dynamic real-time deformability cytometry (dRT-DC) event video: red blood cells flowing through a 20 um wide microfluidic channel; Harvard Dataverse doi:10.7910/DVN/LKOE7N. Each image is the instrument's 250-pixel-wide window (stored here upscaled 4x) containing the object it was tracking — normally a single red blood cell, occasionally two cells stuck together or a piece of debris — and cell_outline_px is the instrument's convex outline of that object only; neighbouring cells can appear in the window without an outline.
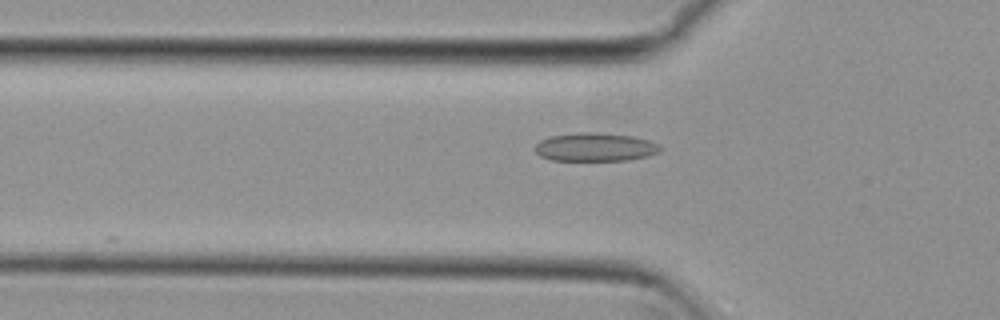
{"species": "common noctule bat (a hibernating species)", "species_latin": "Nyctalus noctula", "temperature_condition": "cold", "stored_images_in_passage": 24, "camera_frame_rate_fps": 3000, "um_per_image_px": 0.085, "animal": {"sex": "female", "body_mass_g": 29.2, "forearm_length_mm": 56.3}, "frame": {"image": 1, "passage_image": 3, "time_ms": 0.667, "image_size_px": [1000, 320], "cell_outline_px": [[664, 148], [660, 152], [648, 156], [628, 160], [552, 160], [540, 156], [532, 148], [540, 140], [552, 136], [580, 132], [596, 132], [632, 136], [648, 140], [660, 144]], "centroid_in_image_um": [50.62, 12.5], "position_along_channel_um": 75.2, "area_um2": 20.87}}
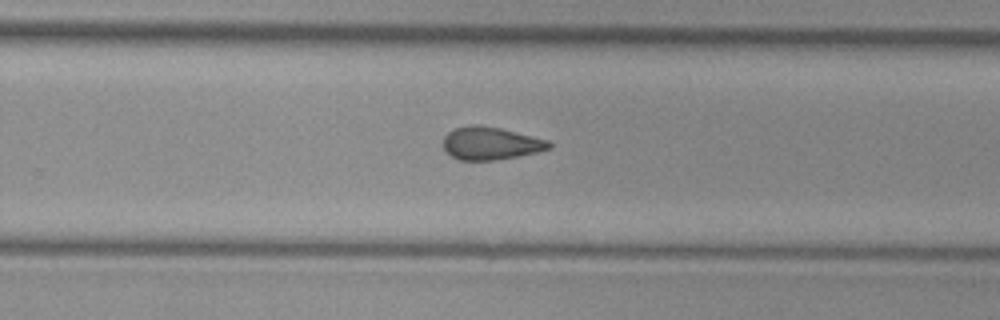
{"frame": {"image": 2, "passage_image": 15, "time_ms": 4.667, "image_size_px": [1000, 320], "cell_outline_px": [[552, 148], [536, 152], [496, 160], [460, 160], [452, 156], [444, 148], [444, 136], [448, 132], [456, 128], [472, 124], [476, 124], [500, 128], [548, 140], [552, 144]], "centroid_in_image_um": [41.71, 12.18], "position_along_channel_um": 288.1, "area_um2": 20.0}}
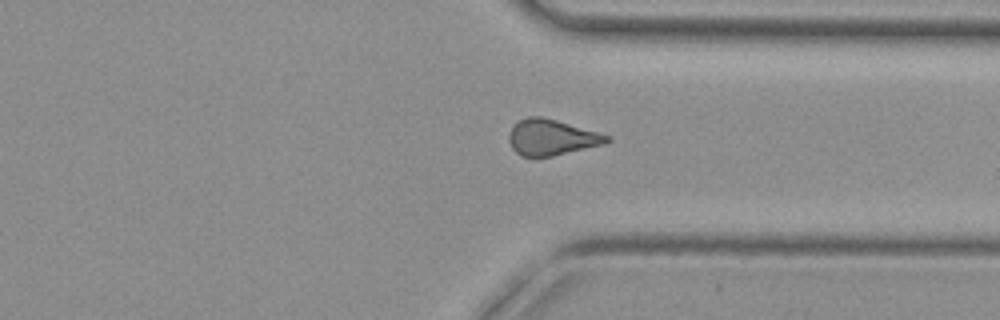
{"frame": {"image": 3, "passage_image": 21, "time_ms": 6.667, "image_size_px": [1000, 320], "cell_outline_px": [[612, 140], [604, 144], [552, 156], [520, 156], [512, 148], [508, 140], [508, 136], [512, 128], [520, 120], [528, 116], [540, 116], [556, 120], [596, 132], [608, 136]], "centroid_in_image_um": [46.85, 11.68], "position_along_channel_um": 364.5, "area_um2": 20.06}}